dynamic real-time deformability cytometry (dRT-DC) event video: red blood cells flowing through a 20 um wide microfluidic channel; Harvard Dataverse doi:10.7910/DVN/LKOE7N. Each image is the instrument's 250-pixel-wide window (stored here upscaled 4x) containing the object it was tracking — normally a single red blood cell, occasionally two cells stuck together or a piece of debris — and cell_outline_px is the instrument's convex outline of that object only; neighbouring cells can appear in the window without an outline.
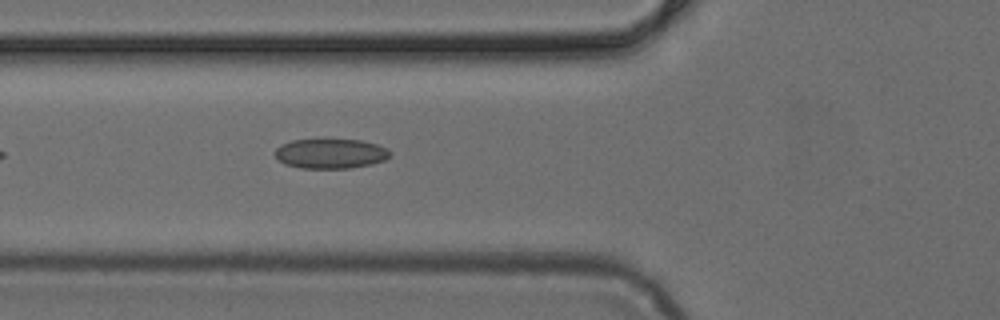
{"species": "common noctule bat (a hibernating species)", "species_latin": "Nyctalus noctula", "temperature_condition": "cold", "stored_images_in_passage": 5, "camera_frame_rate_fps": 3000, "um_per_image_px": 0.085, "animal": {"sex": "female", "body_mass_g": 24.6, "forearm_length_mm": 56.2}, "frame": {"image": 1, "passage_image": 5, "time_ms": 1.333, "image_size_px": [1000, 320], "cell_outline_px": [[392, 156], [384, 160], [372, 164], [348, 168], [300, 168], [284, 164], [272, 152], [280, 144], [292, 140], [324, 136], [360, 140], [376, 144], [388, 148], [392, 152]], "centroid_in_image_um": [28.08, 13.0], "position_along_channel_um": 97.7, "area_um2": 21.04}}